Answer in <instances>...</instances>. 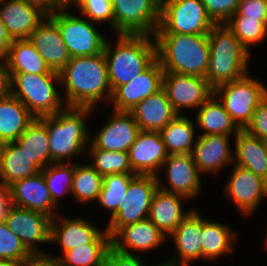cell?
Wrapping results in <instances>:
<instances>
[{"mask_svg":"<svg viewBox=\"0 0 267 266\" xmlns=\"http://www.w3.org/2000/svg\"><path fill=\"white\" fill-rule=\"evenodd\" d=\"M117 38L115 48L106 41L103 51L112 92L118 86L130 82L156 59L154 36L117 34Z\"/></svg>","mask_w":267,"mask_h":266,"instance_id":"4","label":"cell"},{"mask_svg":"<svg viewBox=\"0 0 267 266\" xmlns=\"http://www.w3.org/2000/svg\"><path fill=\"white\" fill-rule=\"evenodd\" d=\"M57 213L51 221V243L62 246L63 253L85 244H111V237L106 231H100L85 219L63 218ZM60 217V218H59Z\"/></svg>","mask_w":267,"mask_h":266,"instance_id":"15","label":"cell"},{"mask_svg":"<svg viewBox=\"0 0 267 266\" xmlns=\"http://www.w3.org/2000/svg\"><path fill=\"white\" fill-rule=\"evenodd\" d=\"M103 177L90 165L75 163L71 193L78 203L99 199Z\"/></svg>","mask_w":267,"mask_h":266,"instance_id":"36","label":"cell"},{"mask_svg":"<svg viewBox=\"0 0 267 266\" xmlns=\"http://www.w3.org/2000/svg\"><path fill=\"white\" fill-rule=\"evenodd\" d=\"M31 254L6 223L0 222V259L24 262Z\"/></svg>","mask_w":267,"mask_h":266,"instance_id":"43","label":"cell"},{"mask_svg":"<svg viewBox=\"0 0 267 266\" xmlns=\"http://www.w3.org/2000/svg\"><path fill=\"white\" fill-rule=\"evenodd\" d=\"M13 39L9 35L0 17V58H6Z\"/></svg>","mask_w":267,"mask_h":266,"instance_id":"51","label":"cell"},{"mask_svg":"<svg viewBox=\"0 0 267 266\" xmlns=\"http://www.w3.org/2000/svg\"><path fill=\"white\" fill-rule=\"evenodd\" d=\"M167 239L166 235L149 219L121 227L112 237L111 246L117 251L132 254L129 248L138 251H150Z\"/></svg>","mask_w":267,"mask_h":266,"instance_id":"25","label":"cell"},{"mask_svg":"<svg viewBox=\"0 0 267 266\" xmlns=\"http://www.w3.org/2000/svg\"><path fill=\"white\" fill-rule=\"evenodd\" d=\"M7 189L11 195L12 205L41 212L54 218V208L50 191L47 187L43 173L40 171L35 175L14 181Z\"/></svg>","mask_w":267,"mask_h":266,"instance_id":"22","label":"cell"},{"mask_svg":"<svg viewBox=\"0 0 267 266\" xmlns=\"http://www.w3.org/2000/svg\"><path fill=\"white\" fill-rule=\"evenodd\" d=\"M48 13L24 0H1L0 17L13 40L28 39Z\"/></svg>","mask_w":267,"mask_h":266,"instance_id":"21","label":"cell"},{"mask_svg":"<svg viewBox=\"0 0 267 266\" xmlns=\"http://www.w3.org/2000/svg\"><path fill=\"white\" fill-rule=\"evenodd\" d=\"M161 168H166L168 185L162 184L157 177L158 188L194 199L201 192L200 172L192 159L191 154H172L162 164ZM161 183V184H160Z\"/></svg>","mask_w":267,"mask_h":266,"instance_id":"17","label":"cell"},{"mask_svg":"<svg viewBox=\"0 0 267 266\" xmlns=\"http://www.w3.org/2000/svg\"><path fill=\"white\" fill-rule=\"evenodd\" d=\"M22 264L23 262L0 259V266H22Z\"/></svg>","mask_w":267,"mask_h":266,"instance_id":"53","label":"cell"},{"mask_svg":"<svg viewBox=\"0 0 267 266\" xmlns=\"http://www.w3.org/2000/svg\"><path fill=\"white\" fill-rule=\"evenodd\" d=\"M0 171H1V144H0Z\"/></svg>","mask_w":267,"mask_h":266,"instance_id":"54","label":"cell"},{"mask_svg":"<svg viewBox=\"0 0 267 266\" xmlns=\"http://www.w3.org/2000/svg\"><path fill=\"white\" fill-rule=\"evenodd\" d=\"M142 258L137 254H126L117 251L112 246L108 249L104 266H145ZM156 266H162L158 264Z\"/></svg>","mask_w":267,"mask_h":266,"instance_id":"47","label":"cell"},{"mask_svg":"<svg viewBox=\"0 0 267 266\" xmlns=\"http://www.w3.org/2000/svg\"><path fill=\"white\" fill-rule=\"evenodd\" d=\"M164 70L156 58L143 72L130 82L118 86L109 104L116 111H131L139 102L163 88Z\"/></svg>","mask_w":267,"mask_h":266,"instance_id":"14","label":"cell"},{"mask_svg":"<svg viewBox=\"0 0 267 266\" xmlns=\"http://www.w3.org/2000/svg\"><path fill=\"white\" fill-rule=\"evenodd\" d=\"M60 85L65 88V106L96 109L101 100L109 103L112 90L104 53L94 56L72 57L59 72ZM63 82V83H62Z\"/></svg>","mask_w":267,"mask_h":266,"instance_id":"1","label":"cell"},{"mask_svg":"<svg viewBox=\"0 0 267 266\" xmlns=\"http://www.w3.org/2000/svg\"><path fill=\"white\" fill-rule=\"evenodd\" d=\"M228 135H199L191 152L200 173L219 172L233 163Z\"/></svg>","mask_w":267,"mask_h":266,"instance_id":"24","label":"cell"},{"mask_svg":"<svg viewBox=\"0 0 267 266\" xmlns=\"http://www.w3.org/2000/svg\"><path fill=\"white\" fill-rule=\"evenodd\" d=\"M52 217L41 212L32 211L12 205L4 222L31 253H42L41 243L51 242Z\"/></svg>","mask_w":267,"mask_h":266,"instance_id":"13","label":"cell"},{"mask_svg":"<svg viewBox=\"0 0 267 266\" xmlns=\"http://www.w3.org/2000/svg\"><path fill=\"white\" fill-rule=\"evenodd\" d=\"M112 116L113 118L111 117L101 127L95 137L90 136L88 148H100L114 152L129 151L141 130L130 112L114 110Z\"/></svg>","mask_w":267,"mask_h":266,"instance_id":"18","label":"cell"},{"mask_svg":"<svg viewBox=\"0 0 267 266\" xmlns=\"http://www.w3.org/2000/svg\"><path fill=\"white\" fill-rule=\"evenodd\" d=\"M22 266H61L59 258L47 255L46 253H32Z\"/></svg>","mask_w":267,"mask_h":266,"instance_id":"48","label":"cell"},{"mask_svg":"<svg viewBox=\"0 0 267 266\" xmlns=\"http://www.w3.org/2000/svg\"><path fill=\"white\" fill-rule=\"evenodd\" d=\"M235 13L246 18L267 20V0H239Z\"/></svg>","mask_w":267,"mask_h":266,"instance_id":"46","label":"cell"},{"mask_svg":"<svg viewBox=\"0 0 267 266\" xmlns=\"http://www.w3.org/2000/svg\"><path fill=\"white\" fill-rule=\"evenodd\" d=\"M225 24L248 51L251 45H258L267 37V20L246 18L234 13Z\"/></svg>","mask_w":267,"mask_h":266,"instance_id":"37","label":"cell"},{"mask_svg":"<svg viewBox=\"0 0 267 266\" xmlns=\"http://www.w3.org/2000/svg\"><path fill=\"white\" fill-rule=\"evenodd\" d=\"M5 60L9 73L59 74L48 67L29 39L14 40Z\"/></svg>","mask_w":267,"mask_h":266,"instance_id":"32","label":"cell"},{"mask_svg":"<svg viewBox=\"0 0 267 266\" xmlns=\"http://www.w3.org/2000/svg\"><path fill=\"white\" fill-rule=\"evenodd\" d=\"M94 110L91 107L65 106L54 115L39 118L46 125L53 163L65 162L66 158L69 163L73 156L85 154L91 135L84 119Z\"/></svg>","mask_w":267,"mask_h":266,"instance_id":"3","label":"cell"},{"mask_svg":"<svg viewBox=\"0 0 267 266\" xmlns=\"http://www.w3.org/2000/svg\"><path fill=\"white\" fill-rule=\"evenodd\" d=\"M214 95L237 126L244 130L250 123L254 110L267 97V88L253 76L222 84L214 89Z\"/></svg>","mask_w":267,"mask_h":266,"instance_id":"7","label":"cell"},{"mask_svg":"<svg viewBox=\"0 0 267 266\" xmlns=\"http://www.w3.org/2000/svg\"><path fill=\"white\" fill-rule=\"evenodd\" d=\"M44 9L48 14L67 5V0H24Z\"/></svg>","mask_w":267,"mask_h":266,"instance_id":"50","label":"cell"},{"mask_svg":"<svg viewBox=\"0 0 267 266\" xmlns=\"http://www.w3.org/2000/svg\"><path fill=\"white\" fill-rule=\"evenodd\" d=\"M11 94L10 74L4 58H0V99Z\"/></svg>","mask_w":267,"mask_h":266,"instance_id":"49","label":"cell"},{"mask_svg":"<svg viewBox=\"0 0 267 266\" xmlns=\"http://www.w3.org/2000/svg\"><path fill=\"white\" fill-rule=\"evenodd\" d=\"M92 156L90 165L102 176L111 174H135L129 162V154L125 151H109L100 148H89Z\"/></svg>","mask_w":267,"mask_h":266,"instance_id":"38","label":"cell"},{"mask_svg":"<svg viewBox=\"0 0 267 266\" xmlns=\"http://www.w3.org/2000/svg\"><path fill=\"white\" fill-rule=\"evenodd\" d=\"M196 210L192 209L170 235L178 253L168 262L160 263L162 266H189L191 262L202 259V216Z\"/></svg>","mask_w":267,"mask_h":266,"instance_id":"20","label":"cell"},{"mask_svg":"<svg viewBox=\"0 0 267 266\" xmlns=\"http://www.w3.org/2000/svg\"><path fill=\"white\" fill-rule=\"evenodd\" d=\"M265 184H266V188H267V176H266V178H265Z\"/></svg>","mask_w":267,"mask_h":266,"instance_id":"56","label":"cell"},{"mask_svg":"<svg viewBox=\"0 0 267 266\" xmlns=\"http://www.w3.org/2000/svg\"><path fill=\"white\" fill-rule=\"evenodd\" d=\"M28 39L52 71L59 73L69 62L71 56L58 26L48 15Z\"/></svg>","mask_w":267,"mask_h":266,"instance_id":"23","label":"cell"},{"mask_svg":"<svg viewBox=\"0 0 267 266\" xmlns=\"http://www.w3.org/2000/svg\"><path fill=\"white\" fill-rule=\"evenodd\" d=\"M129 162L136 175L158 176L169 156L159 131H140L130 146Z\"/></svg>","mask_w":267,"mask_h":266,"instance_id":"19","label":"cell"},{"mask_svg":"<svg viewBox=\"0 0 267 266\" xmlns=\"http://www.w3.org/2000/svg\"><path fill=\"white\" fill-rule=\"evenodd\" d=\"M214 24L226 23L236 12L239 0H201Z\"/></svg>","mask_w":267,"mask_h":266,"instance_id":"44","label":"cell"},{"mask_svg":"<svg viewBox=\"0 0 267 266\" xmlns=\"http://www.w3.org/2000/svg\"><path fill=\"white\" fill-rule=\"evenodd\" d=\"M15 142L41 170L53 163L46 125L39 118H35Z\"/></svg>","mask_w":267,"mask_h":266,"instance_id":"34","label":"cell"},{"mask_svg":"<svg viewBox=\"0 0 267 266\" xmlns=\"http://www.w3.org/2000/svg\"><path fill=\"white\" fill-rule=\"evenodd\" d=\"M233 163L265 179L267 176V142L241 130L235 136Z\"/></svg>","mask_w":267,"mask_h":266,"instance_id":"28","label":"cell"},{"mask_svg":"<svg viewBox=\"0 0 267 266\" xmlns=\"http://www.w3.org/2000/svg\"><path fill=\"white\" fill-rule=\"evenodd\" d=\"M67 5L79 8L80 14L88 20L99 23L109 21L113 31V8L111 0H67Z\"/></svg>","mask_w":267,"mask_h":266,"instance_id":"42","label":"cell"},{"mask_svg":"<svg viewBox=\"0 0 267 266\" xmlns=\"http://www.w3.org/2000/svg\"><path fill=\"white\" fill-rule=\"evenodd\" d=\"M9 74L11 95L19 99L35 118L54 115L64 108V100L54 85V82L61 83L59 74Z\"/></svg>","mask_w":267,"mask_h":266,"instance_id":"6","label":"cell"},{"mask_svg":"<svg viewBox=\"0 0 267 266\" xmlns=\"http://www.w3.org/2000/svg\"><path fill=\"white\" fill-rule=\"evenodd\" d=\"M196 123L203 132L201 135L236 136L241 129L226 112L223 104L213 95L198 110Z\"/></svg>","mask_w":267,"mask_h":266,"instance_id":"31","label":"cell"},{"mask_svg":"<svg viewBox=\"0 0 267 266\" xmlns=\"http://www.w3.org/2000/svg\"><path fill=\"white\" fill-rule=\"evenodd\" d=\"M156 58L164 72L206 78L210 46L208 34L155 33Z\"/></svg>","mask_w":267,"mask_h":266,"instance_id":"2","label":"cell"},{"mask_svg":"<svg viewBox=\"0 0 267 266\" xmlns=\"http://www.w3.org/2000/svg\"><path fill=\"white\" fill-rule=\"evenodd\" d=\"M67 9L70 10L68 5L54 10L48 16L57 24L71 58L102 53L106 39L95 23L68 13Z\"/></svg>","mask_w":267,"mask_h":266,"instance_id":"8","label":"cell"},{"mask_svg":"<svg viewBox=\"0 0 267 266\" xmlns=\"http://www.w3.org/2000/svg\"><path fill=\"white\" fill-rule=\"evenodd\" d=\"M210 57L206 80L215 89L248 73L250 52L225 24H214L208 33Z\"/></svg>","mask_w":267,"mask_h":266,"instance_id":"5","label":"cell"},{"mask_svg":"<svg viewBox=\"0 0 267 266\" xmlns=\"http://www.w3.org/2000/svg\"><path fill=\"white\" fill-rule=\"evenodd\" d=\"M111 244H85L59 257L61 266H104L105 257Z\"/></svg>","mask_w":267,"mask_h":266,"instance_id":"40","label":"cell"},{"mask_svg":"<svg viewBox=\"0 0 267 266\" xmlns=\"http://www.w3.org/2000/svg\"><path fill=\"white\" fill-rule=\"evenodd\" d=\"M194 128V123L189 118L177 115L159 131L169 155L191 154L193 143L196 142Z\"/></svg>","mask_w":267,"mask_h":266,"instance_id":"35","label":"cell"},{"mask_svg":"<svg viewBox=\"0 0 267 266\" xmlns=\"http://www.w3.org/2000/svg\"><path fill=\"white\" fill-rule=\"evenodd\" d=\"M213 25L201 0H161L155 33L208 34Z\"/></svg>","mask_w":267,"mask_h":266,"instance_id":"9","label":"cell"},{"mask_svg":"<svg viewBox=\"0 0 267 266\" xmlns=\"http://www.w3.org/2000/svg\"><path fill=\"white\" fill-rule=\"evenodd\" d=\"M232 168L224 192L244 216L251 215L267 198L265 179L237 165Z\"/></svg>","mask_w":267,"mask_h":266,"instance_id":"16","label":"cell"},{"mask_svg":"<svg viewBox=\"0 0 267 266\" xmlns=\"http://www.w3.org/2000/svg\"><path fill=\"white\" fill-rule=\"evenodd\" d=\"M158 189L154 175H137L130 183L106 231L112 237L121 227L148 219L152 197Z\"/></svg>","mask_w":267,"mask_h":266,"instance_id":"10","label":"cell"},{"mask_svg":"<svg viewBox=\"0 0 267 266\" xmlns=\"http://www.w3.org/2000/svg\"><path fill=\"white\" fill-rule=\"evenodd\" d=\"M74 170L75 162H69V164L65 162L52 163L41 170L50 191L51 199L56 206L59 205L58 199L61 196L71 193Z\"/></svg>","mask_w":267,"mask_h":266,"instance_id":"39","label":"cell"},{"mask_svg":"<svg viewBox=\"0 0 267 266\" xmlns=\"http://www.w3.org/2000/svg\"><path fill=\"white\" fill-rule=\"evenodd\" d=\"M202 259L214 260L234 251L233 242L237 233L228 224L202 218Z\"/></svg>","mask_w":267,"mask_h":266,"instance_id":"33","label":"cell"},{"mask_svg":"<svg viewBox=\"0 0 267 266\" xmlns=\"http://www.w3.org/2000/svg\"><path fill=\"white\" fill-rule=\"evenodd\" d=\"M267 236V235H266ZM265 247L267 248V237H266V240H265Z\"/></svg>","mask_w":267,"mask_h":266,"instance_id":"55","label":"cell"},{"mask_svg":"<svg viewBox=\"0 0 267 266\" xmlns=\"http://www.w3.org/2000/svg\"><path fill=\"white\" fill-rule=\"evenodd\" d=\"M163 89L179 115L182 114V108L199 109L214 95V89L206 78L173 72H164Z\"/></svg>","mask_w":267,"mask_h":266,"instance_id":"12","label":"cell"},{"mask_svg":"<svg viewBox=\"0 0 267 266\" xmlns=\"http://www.w3.org/2000/svg\"><path fill=\"white\" fill-rule=\"evenodd\" d=\"M117 34L154 36L160 22L161 0H111Z\"/></svg>","mask_w":267,"mask_h":266,"instance_id":"11","label":"cell"},{"mask_svg":"<svg viewBox=\"0 0 267 266\" xmlns=\"http://www.w3.org/2000/svg\"><path fill=\"white\" fill-rule=\"evenodd\" d=\"M189 200L183 195L164 191L160 188L156 190L152 197L148 219L159 228L167 238L171 235L181 221L191 213L183 211L181 202Z\"/></svg>","mask_w":267,"mask_h":266,"instance_id":"26","label":"cell"},{"mask_svg":"<svg viewBox=\"0 0 267 266\" xmlns=\"http://www.w3.org/2000/svg\"><path fill=\"white\" fill-rule=\"evenodd\" d=\"M136 176V174H111L103 177V185L98 202H100L105 209L111 211L110 216L117 211L129 183Z\"/></svg>","mask_w":267,"mask_h":266,"instance_id":"41","label":"cell"},{"mask_svg":"<svg viewBox=\"0 0 267 266\" xmlns=\"http://www.w3.org/2000/svg\"><path fill=\"white\" fill-rule=\"evenodd\" d=\"M11 206L12 201L9 190L0 186V222L4 221Z\"/></svg>","mask_w":267,"mask_h":266,"instance_id":"52","label":"cell"},{"mask_svg":"<svg viewBox=\"0 0 267 266\" xmlns=\"http://www.w3.org/2000/svg\"><path fill=\"white\" fill-rule=\"evenodd\" d=\"M41 169L14 142L1 144L0 186L7 188L14 181L27 178Z\"/></svg>","mask_w":267,"mask_h":266,"instance_id":"30","label":"cell"},{"mask_svg":"<svg viewBox=\"0 0 267 266\" xmlns=\"http://www.w3.org/2000/svg\"><path fill=\"white\" fill-rule=\"evenodd\" d=\"M129 112L141 131H160L179 115L163 88L139 102Z\"/></svg>","mask_w":267,"mask_h":266,"instance_id":"27","label":"cell"},{"mask_svg":"<svg viewBox=\"0 0 267 266\" xmlns=\"http://www.w3.org/2000/svg\"><path fill=\"white\" fill-rule=\"evenodd\" d=\"M244 130L267 142V97L254 110L252 119Z\"/></svg>","mask_w":267,"mask_h":266,"instance_id":"45","label":"cell"},{"mask_svg":"<svg viewBox=\"0 0 267 266\" xmlns=\"http://www.w3.org/2000/svg\"><path fill=\"white\" fill-rule=\"evenodd\" d=\"M34 119L13 95L0 99V144L16 141Z\"/></svg>","mask_w":267,"mask_h":266,"instance_id":"29","label":"cell"}]
</instances>
